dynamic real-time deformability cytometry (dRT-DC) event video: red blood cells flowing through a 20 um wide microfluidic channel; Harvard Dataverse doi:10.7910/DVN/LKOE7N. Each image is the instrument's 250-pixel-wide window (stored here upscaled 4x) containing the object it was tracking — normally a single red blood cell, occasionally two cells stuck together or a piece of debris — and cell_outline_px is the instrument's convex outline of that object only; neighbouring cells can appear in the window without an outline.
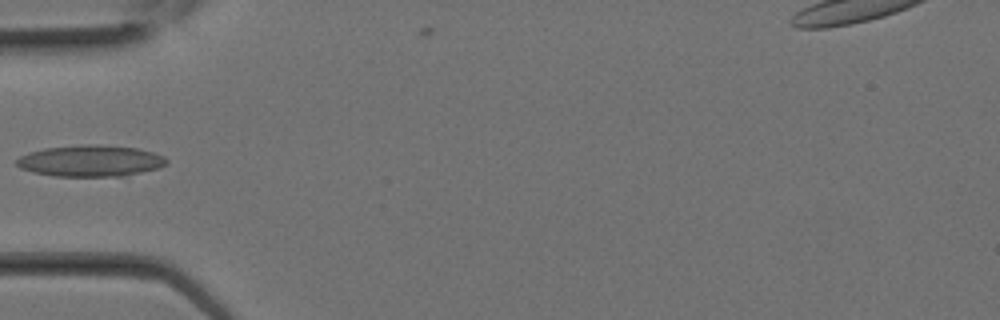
{"species": "Egyptian fruit bat (a non-hibernating species)", "species_latin": "Rousettus aegyptiacus", "temperature_condition": "room temperature", "stored_images_in_passage": 19, "camera_frame_rate_fps": 3000, "um_per_image_px": 0.085, "animal": {"sex": "female"}, "frame": {"image": 1, "passage_image": 8, "time_ms": 2.333, "image_size_px": [1000, 320], "cell_outline_px": [[168, 164], [156, 168], [124, 176], [52, 176], [32, 172], [20, 168], [16, 164], [16, 160], [20, 156], [44, 148], [88, 144], [100, 144], [136, 148], [152, 152], [164, 156], [168, 160]], "centroid_in_image_um": [7.69, 13.67], "position_along_channel_um": 77.3, "area_um2": 27.34}}
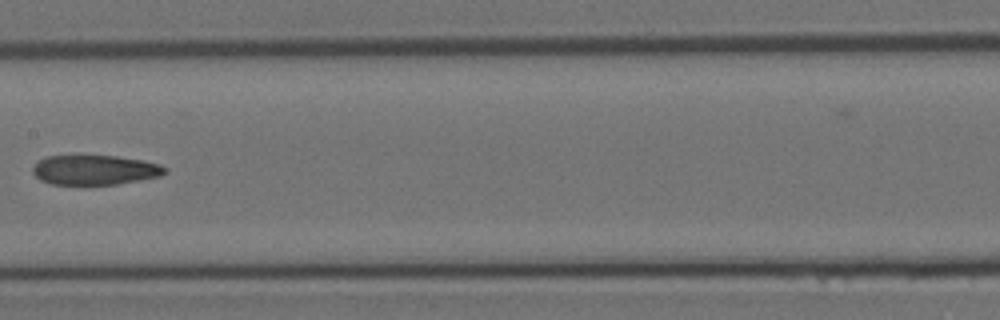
{"frame": {"image": 2, "passage_image": 13, "time_ms": 4.0, "image_size_px": [1000, 320], "cell_outline_px": [[168, 172], [160, 176], [140, 180], [116, 184], [52, 184], [40, 180], [32, 172], [32, 168], [44, 156], [116, 156], [144, 160], [160, 164], [168, 168]], "centroid_in_image_um": [8.1, 14.44], "position_along_channel_um": 199.3, "area_um2": 22.89}}
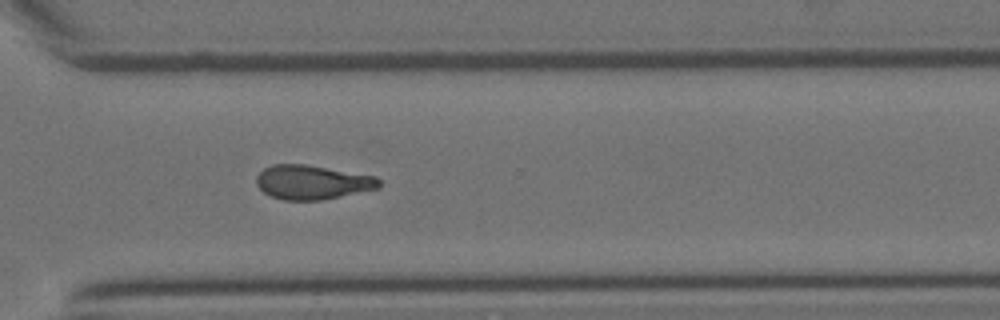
{"frame": {"image": 3, "passage_image": 19, "time_ms": 6.0, "image_size_px": [1000, 320], "cell_outline_px": [[380, 188], [320, 200], [284, 200], [268, 196], [256, 184], [256, 176], [264, 168], [272, 164], [304, 164], [376, 176], [380, 180]], "centroid_in_image_um": [26.52, 15.49], "position_along_channel_um": 344.1, "area_um2": 24.45}}